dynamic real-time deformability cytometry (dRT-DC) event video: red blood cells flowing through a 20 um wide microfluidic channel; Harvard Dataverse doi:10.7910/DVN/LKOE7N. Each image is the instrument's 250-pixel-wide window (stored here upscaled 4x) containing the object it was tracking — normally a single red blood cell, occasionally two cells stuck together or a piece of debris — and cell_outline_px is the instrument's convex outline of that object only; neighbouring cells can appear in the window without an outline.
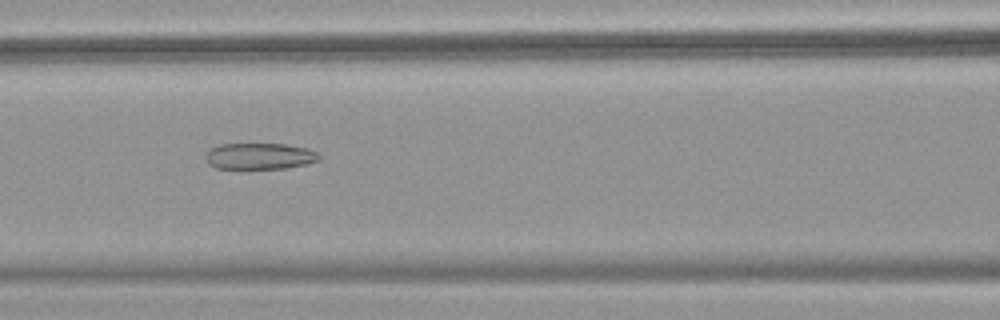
{"species": "common noctule bat (a hibernating species)", "species_latin": "Nyctalus noctula", "temperature_condition": "warm", "stored_images_in_passage": 45, "camera_frame_rate_fps": 3000, "um_per_image_px": 0.085, "animal": {"sex": "female", "body_mass_g": 18.4}, "frame": {"image": 1, "passage_image": 24, "time_ms": 7.667, "image_size_px": [1000, 320], "cell_outline_px": [[320, 160], [308, 164], [284, 168], [248, 172], [244, 172], [216, 168], [208, 164], [204, 156], [212, 148], [220, 144], [284, 144], [308, 148], [316, 152], [320, 156]], "centroid_in_image_um": [22.03, 13.33], "position_along_channel_um": 144.6, "area_um2": 18.38}}
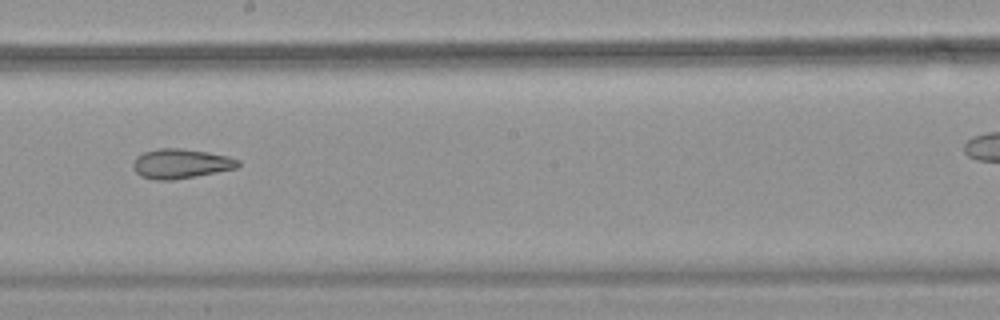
{"frame": {"image": 2, "passage_image": 31, "time_ms": 10.0, "image_size_px": [1000, 320], "cell_outline_px": [[240, 164], [236, 168], [216, 172], [172, 180], [152, 180], [140, 176], [136, 172], [132, 164], [136, 156], [144, 152], [160, 148], [184, 148], [208, 152], [228, 156], [240, 160]], "centroid_in_image_um": [15.35, 13.9], "position_along_channel_um": 232.9, "area_um2": 18.15}}
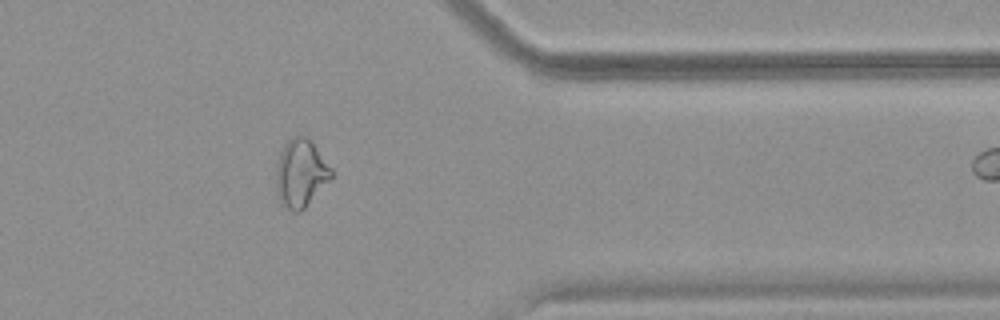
{"frame": {"image": 3, "passage_image": 44, "time_ms": 14.333, "image_size_px": [1000, 320], "cell_outline_px": [[332, 176], [304, 208], [300, 212], [292, 212], [280, 204], [276, 196], [276, 164], [280, 152], [284, 144], [292, 136], [304, 136], [316, 148], [332, 168]], "centroid_in_image_um": [25.51, 14.75], "position_along_channel_um": 385.9, "area_um2": 21.68}}